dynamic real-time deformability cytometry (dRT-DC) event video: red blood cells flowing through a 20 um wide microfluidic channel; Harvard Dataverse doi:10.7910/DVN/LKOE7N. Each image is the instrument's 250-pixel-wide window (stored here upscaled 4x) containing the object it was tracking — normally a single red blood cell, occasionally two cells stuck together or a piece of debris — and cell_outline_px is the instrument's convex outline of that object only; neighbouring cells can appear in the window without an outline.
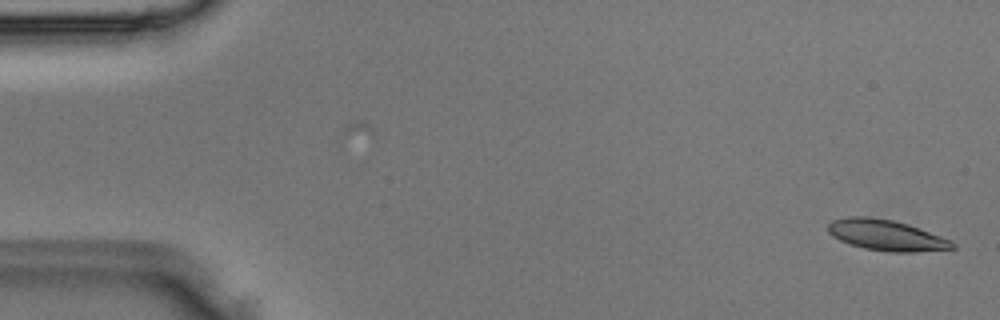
{"species": "Egyptian fruit bat (a non-hibernating species)", "species_latin": "Rousettus aegyptiacus", "temperature_condition": "room temperature", "stored_images_in_passage": 49, "camera_frame_rate_fps": 3000, "um_per_image_px": 0.085, "animal": {"sex": "male"}, "frame": {"image": 1, "passage_image": 1, "time_ms": 0.0, "image_size_px": [1000, 320], "cell_outline_px": [[956, 248], [916, 252], [888, 252], [864, 248], [840, 240], [832, 236], [828, 232], [828, 224], [832, 220], [848, 216], [868, 216], [892, 220], [908, 224], [920, 228], [952, 240], [956, 244]], "centroid_in_image_um": [75.35, 19.99], "position_along_channel_um": 9.6, "area_um2": 22.43}}
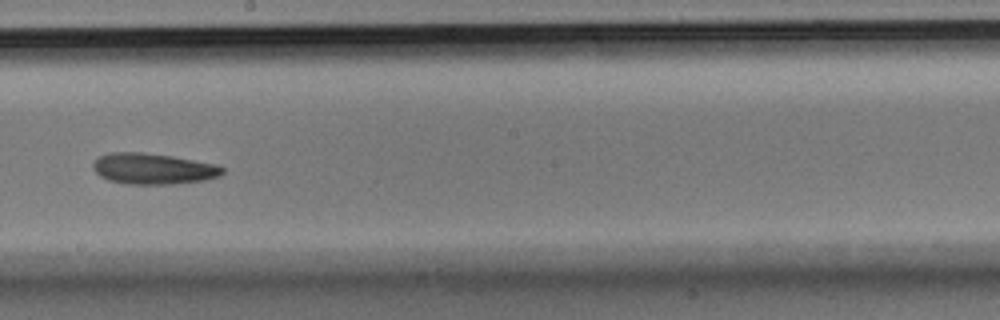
{"frame": {"image": 2, "passage_image": 27, "time_ms": 8.667, "image_size_px": [1000, 320], "cell_outline_px": [[224, 172], [220, 176], [204, 180], [172, 184], [128, 184], [108, 180], [100, 176], [92, 168], [92, 164], [100, 156], [108, 152], [144, 152], [172, 156], [216, 164], [224, 168]], "centroid_in_image_um": [13.01, 14.34], "position_along_channel_um": 235.2, "area_um2": 23.41}}
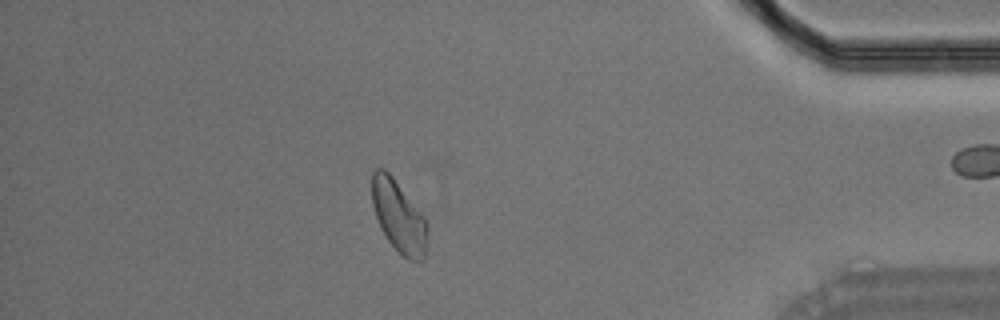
{"frame": {"image": 3, "passage_image": 42, "time_ms": 13.667, "image_size_px": [1000, 320], "cell_outline_px": [[428, 232], [424, 256], [420, 260], [408, 260], [388, 240], [380, 228], [372, 204], [372, 172], [376, 168], [384, 168], [392, 176], [424, 216], [428, 224]], "centroid_in_image_um": [33.89, 18.37], "position_along_channel_um": 401.3, "area_um2": 22.95}}